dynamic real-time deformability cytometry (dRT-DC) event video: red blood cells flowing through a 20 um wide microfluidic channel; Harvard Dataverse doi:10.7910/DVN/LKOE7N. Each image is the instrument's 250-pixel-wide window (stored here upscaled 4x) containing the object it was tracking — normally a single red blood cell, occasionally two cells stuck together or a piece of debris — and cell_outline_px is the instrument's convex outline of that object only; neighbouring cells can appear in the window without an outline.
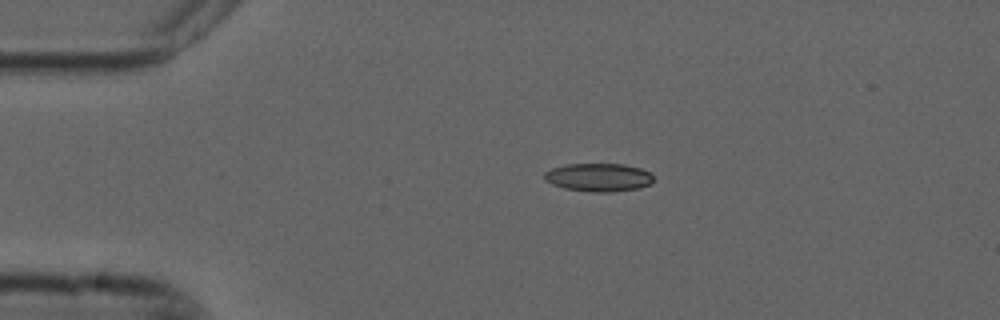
{"species": "common noctule bat (a hibernating species)", "species_latin": "Nyctalus noctula", "temperature_condition": "cold", "stored_images_in_passage": 7, "camera_frame_rate_fps": 3000, "um_per_image_px": 0.085, "animal": {"sex": "male", "forearm_length_mm": 52.5}, "frame": {"image": 1, "passage_image": 3, "time_ms": 0.667, "image_size_px": [1000, 320], "cell_outline_px": [[652, 184], [640, 188], [608, 192], [592, 192], [564, 188], [552, 184], [544, 180], [544, 172], [552, 168], [568, 164], [624, 164], [640, 168], [648, 172], [652, 176]], "centroid_in_image_um": [50.87, 15.08], "position_along_channel_um": 34.1, "area_um2": 17.92}}
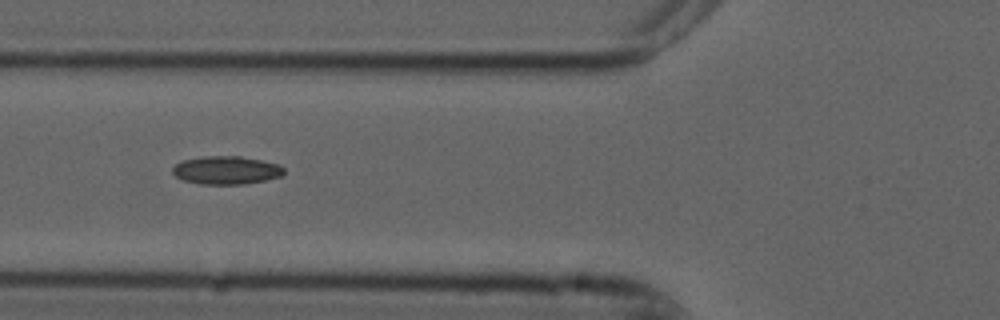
{"frame": {"image": 2, "passage_image": 5, "time_ms": 1.333, "image_size_px": [1000, 320], "cell_outline_px": [[284, 172], [280, 176], [264, 180], [244, 184], [200, 184], [184, 180], [176, 176], [172, 172], [172, 168], [176, 164], [184, 160], [204, 156], [240, 156], [280, 164], [284, 168]], "centroid_in_image_um": [19.23, 14.46], "position_along_channel_um": 106.6, "area_um2": 18.15}}
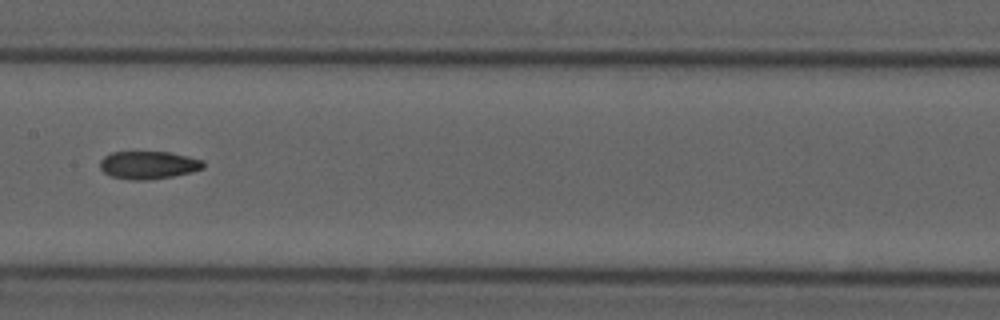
{"frame": {"image": 3, "passage_image": 7, "time_ms": 2.0, "image_size_px": [1000, 320], "cell_outline_px": [[204, 168], [192, 172], [172, 176], [148, 180], [132, 180], [112, 176], [104, 172], [100, 168], [100, 160], [104, 156], [112, 152], [168, 152], [188, 156], [204, 160]], "centroid_in_image_um": [12.63, 14.02], "position_along_channel_um": 194.8, "area_um2": 16.76}}